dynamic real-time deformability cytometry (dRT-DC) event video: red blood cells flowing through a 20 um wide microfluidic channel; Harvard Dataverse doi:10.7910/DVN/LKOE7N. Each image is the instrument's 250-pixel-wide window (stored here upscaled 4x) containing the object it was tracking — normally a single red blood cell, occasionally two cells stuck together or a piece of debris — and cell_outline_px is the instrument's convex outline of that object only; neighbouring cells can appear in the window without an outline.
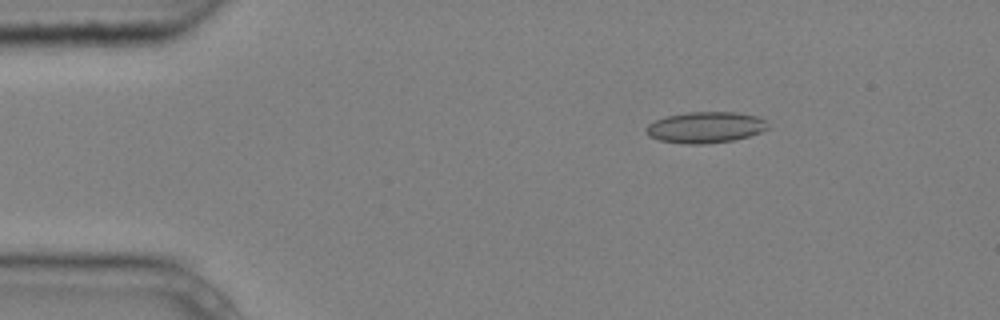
{"species": "common noctule bat (a hibernating species)", "species_latin": "Nyctalus noctula", "temperature_condition": "cold", "stored_images_in_passage": 4, "camera_frame_rate_fps": 3000, "um_per_image_px": 0.085, "animal": {"sex": "male", "body_mass_g": 20.4}, "frame": {"image": 1, "passage_image": 3, "time_ms": 0.667, "image_size_px": [1000, 320], "cell_outline_px": [[768, 128], [760, 132], [748, 136], [732, 140], [700, 144], [684, 144], [660, 140], [648, 136], [644, 132], [644, 128], [648, 124], [656, 120], [668, 116], [688, 112], [736, 112], [760, 116], [768, 120]], "centroid_in_image_um": [59.97, 10.82], "position_along_channel_um": 25.0, "area_um2": 22.2}}